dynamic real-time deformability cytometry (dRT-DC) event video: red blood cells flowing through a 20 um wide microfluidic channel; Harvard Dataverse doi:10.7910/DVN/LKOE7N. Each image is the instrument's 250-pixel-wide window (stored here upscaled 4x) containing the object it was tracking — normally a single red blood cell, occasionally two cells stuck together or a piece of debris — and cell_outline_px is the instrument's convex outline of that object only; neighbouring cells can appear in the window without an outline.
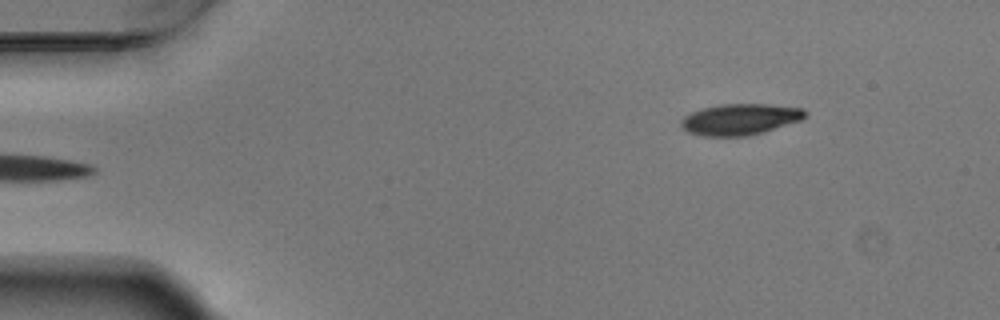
{"species": "Egyptian fruit bat (a non-hibernating species)", "species_latin": "Rousettus aegyptiacus", "temperature_condition": "warm", "stored_images_in_passage": 5, "segment_of_instrument_passage": [2, 2], "camera_frame_rate_fps": 3000, "um_per_image_px": 0.085, "animal": {"sex": "male"}, "frame": {"image": 1, "passage_image": 5, "time_ms": 1.333, "image_size_px": [1000, 320], "cell_outline_px": [[808, 116], [800, 120], [764, 132], [748, 136], [704, 136], [688, 132], [680, 124], [680, 120], [684, 116], [700, 108], [720, 104], [768, 104], [804, 108], [808, 112]], "centroid_in_image_um": [62.92, 10.13], "position_along_channel_um": 22.1, "area_um2": 22.72}}